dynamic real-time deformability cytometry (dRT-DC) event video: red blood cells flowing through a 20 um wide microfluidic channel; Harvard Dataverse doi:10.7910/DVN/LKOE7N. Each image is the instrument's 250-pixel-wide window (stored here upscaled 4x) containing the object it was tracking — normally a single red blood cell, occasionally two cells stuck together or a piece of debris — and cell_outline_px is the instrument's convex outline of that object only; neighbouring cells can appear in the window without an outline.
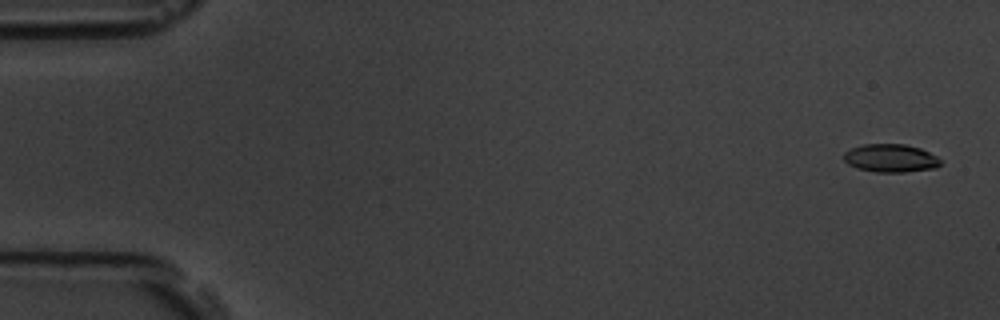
{"species": "common noctule bat (a hibernating species)", "species_latin": "Nyctalus noctula", "temperature_condition": "room temperature", "stored_images_in_passage": 6, "camera_frame_rate_fps": 3000, "um_per_image_px": 0.085, "animal": {"sex": "male", "body_mass_g": 19.5, "forearm_length_mm": 54.6}, "frame": {"image": 1, "passage_image": 1, "time_ms": 0.0, "image_size_px": [1000, 320], "cell_outline_px": [[940, 164], [936, 168], [904, 172], [876, 172], [856, 168], [848, 164], [844, 160], [844, 152], [852, 148], [864, 144], [904, 144], [920, 148], [936, 156], [940, 160]], "centroid_in_image_um": [75.69, 13.45], "position_along_channel_um": 9.3, "area_um2": 15.78}}
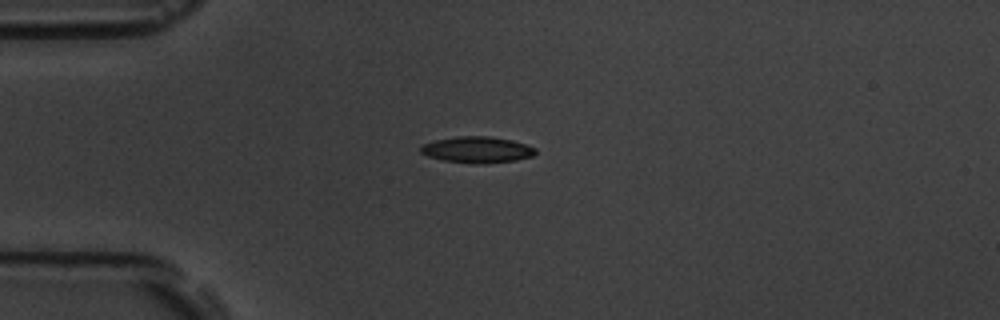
{"frame": {"image": 2, "passage_image": 4, "time_ms": 4.333, "image_size_px": [1000, 320], "cell_outline_px": [[536, 152], [532, 156], [516, 160], [484, 164], [472, 164], [444, 160], [428, 156], [420, 152], [420, 148], [424, 144], [436, 140], [460, 136], [488, 136], [512, 140], [536, 148]], "centroid_in_image_um": [40.57, 12.73], "position_along_channel_um": 44.4, "area_um2": 17.46}}
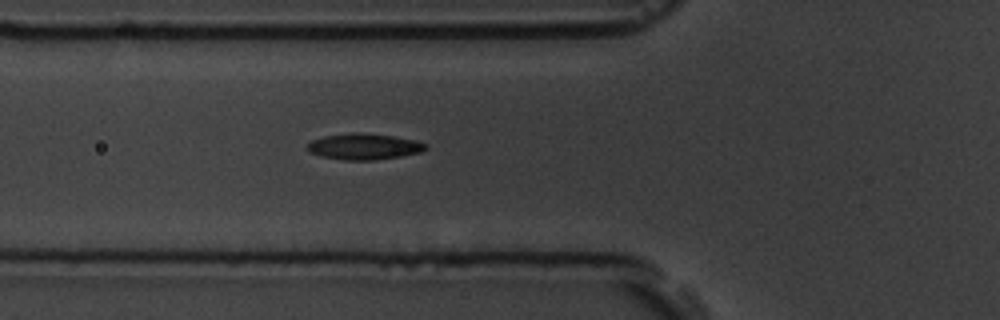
{"frame": {"image": 3, "passage_image": 6, "time_ms": 6.333, "image_size_px": [1000, 320], "cell_outline_px": [[428, 148], [420, 152], [400, 156], [372, 160], [344, 160], [320, 156], [308, 152], [308, 144], [312, 140], [324, 136], [352, 132], [360, 132], [392, 136], [416, 140], [428, 144]], "centroid_in_image_um": [30.94, 12.45], "position_along_channel_um": 94.9, "area_um2": 17.98}}